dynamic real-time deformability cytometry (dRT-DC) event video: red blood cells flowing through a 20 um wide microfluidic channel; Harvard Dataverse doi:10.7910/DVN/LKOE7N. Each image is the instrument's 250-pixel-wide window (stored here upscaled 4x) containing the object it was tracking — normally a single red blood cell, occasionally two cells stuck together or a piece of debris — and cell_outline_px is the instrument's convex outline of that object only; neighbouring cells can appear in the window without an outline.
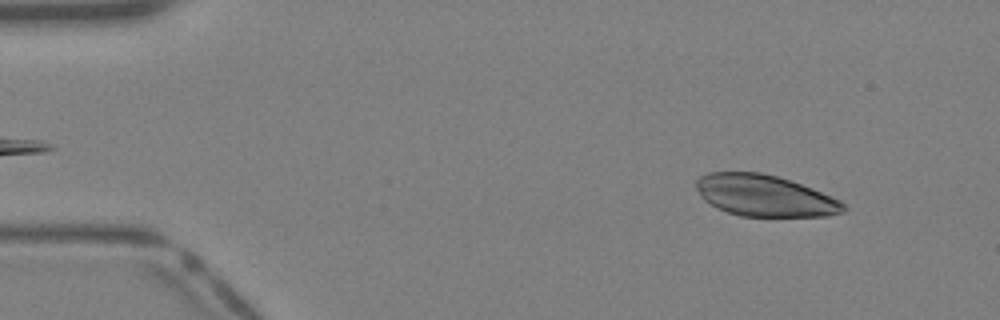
{"species": "Egyptian fruit bat (a non-hibernating species)", "species_latin": "Rousettus aegyptiacus", "temperature_condition": "warm", "stored_images_in_passage": 38, "camera_frame_rate_fps": 3000, "um_per_image_px": 0.085, "animal": {"sex": "female"}, "frame": {"image": 1, "passage_image": 3, "time_ms": 0.667, "image_size_px": [1000, 320], "cell_outline_px": [[848, 208], [840, 212], [828, 216], [740, 216], [716, 208], [704, 200], [700, 196], [696, 188], [696, 180], [700, 176], [708, 172], [760, 172], [776, 176], [812, 188], [840, 200]], "centroid_in_image_um": [64.96, 16.63], "position_along_channel_um": 20.0, "area_um2": 35.43}}
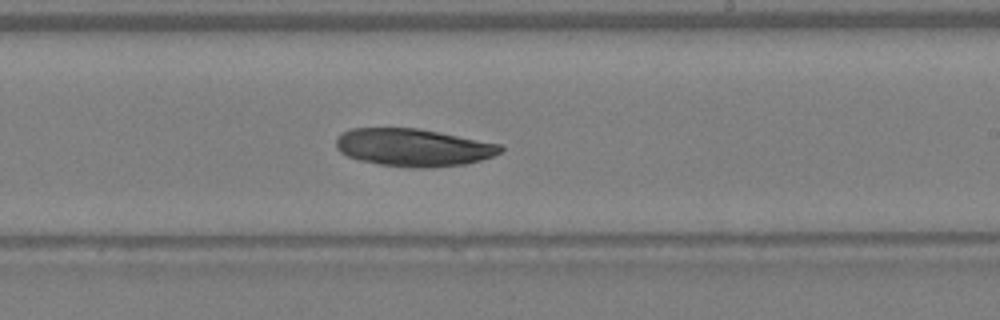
{"frame": {"image": 2, "passage_image": 22, "time_ms": 7.0, "image_size_px": [1000, 320], "cell_outline_px": [[504, 148], [500, 152], [492, 156], [480, 160], [464, 164], [432, 168], [408, 168], [380, 164], [360, 160], [348, 156], [340, 152], [336, 148], [336, 140], [344, 132], [352, 128], [420, 128], [500, 144]], "centroid_in_image_um": [35.14, 12.54], "position_along_channel_um": 253.9, "area_um2": 36.01}}
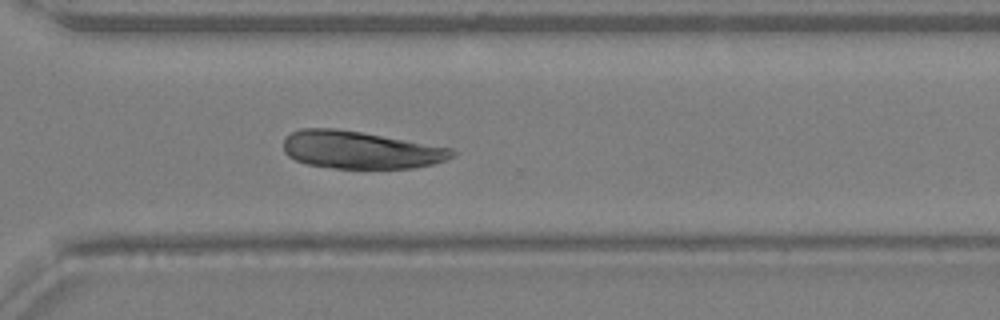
{"frame": {"image": 3, "passage_image": 27, "time_ms": 8.667, "image_size_px": [1000, 320], "cell_outline_px": [[456, 152], [452, 156], [444, 160], [432, 164], [412, 168], [336, 168], [308, 164], [296, 160], [288, 156], [284, 152], [284, 140], [292, 132], [300, 128], [332, 128], [360, 132], [452, 148]], "centroid_in_image_um": [30.6, 12.74], "position_along_channel_um": 340.0, "area_um2": 36.41}}